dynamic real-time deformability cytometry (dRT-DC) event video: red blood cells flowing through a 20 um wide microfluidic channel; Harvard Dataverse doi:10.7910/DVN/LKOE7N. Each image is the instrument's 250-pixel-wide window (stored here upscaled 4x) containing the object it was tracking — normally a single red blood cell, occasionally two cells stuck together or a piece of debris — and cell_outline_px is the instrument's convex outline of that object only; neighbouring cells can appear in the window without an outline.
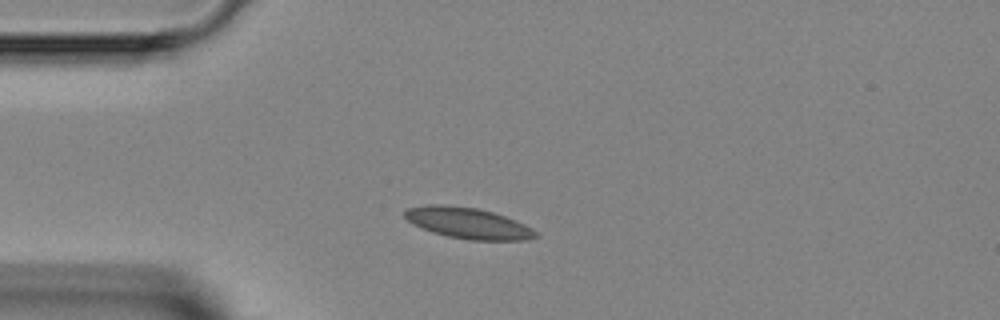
{"species": "Egyptian fruit bat (a non-hibernating species)", "species_latin": "Rousettus aegyptiacus", "temperature_condition": "room temperature", "stored_images_in_passage": 4, "camera_frame_rate_fps": 3000, "um_per_image_px": 0.085, "animal": {"sex": "female"}, "frame": {"image": 1, "passage_image": 4, "time_ms": 4.333, "image_size_px": [1000, 320], "cell_outline_px": [[540, 236], [528, 240], [468, 240], [448, 236], [432, 232], [412, 224], [404, 216], [404, 212], [408, 208], [432, 204], [440, 204], [476, 208], [492, 212], [516, 220], [532, 228]], "centroid_in_image_um": [39.8, 18.97], "position_along_channel_um": 45.2, "area_um2": 23.58}}